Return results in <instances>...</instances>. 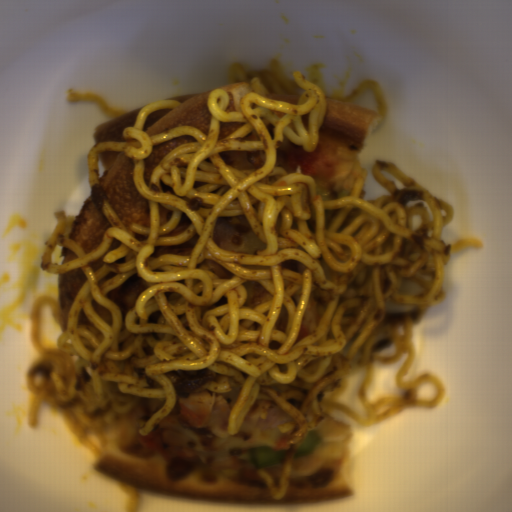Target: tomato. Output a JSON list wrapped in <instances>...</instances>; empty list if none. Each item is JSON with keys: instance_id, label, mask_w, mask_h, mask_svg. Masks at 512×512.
Instances as JSON below:
<instances>
[{"instance_id": "obj_1", "label": "tomato", "mask_w": 512, "mask_h": 512, "mask_svg": "<svg viewBox=\"0 0 512 512\" xmlns=\"http://www.w3.org/2000/svg\"><path fill=\"white\" fill-rule=\"evenodd\" d=\"M301 165L304 176L312 179H332L336 174L332 159L316 149L312 153L303 152Z\"/></svg>"}, {"instance_id": "obj_2", "label": "tomato", "mask_w": 512, "mask_h": 512, "mask_svg": "<svg viewBox=\"0 0 512 512\" xmlns=\"http://www.w3.org/2000/svg\"><path fill=\"white\" fill-rule=\"evenodd\" d=\"M139 443H140V446L145 447V448L159 454L160 456L168 459L169 456L164 451V444H163L158 432L155 431L154 429L145 436L141 435L140 439H139Z\"/></svg>"}]
</instances>
